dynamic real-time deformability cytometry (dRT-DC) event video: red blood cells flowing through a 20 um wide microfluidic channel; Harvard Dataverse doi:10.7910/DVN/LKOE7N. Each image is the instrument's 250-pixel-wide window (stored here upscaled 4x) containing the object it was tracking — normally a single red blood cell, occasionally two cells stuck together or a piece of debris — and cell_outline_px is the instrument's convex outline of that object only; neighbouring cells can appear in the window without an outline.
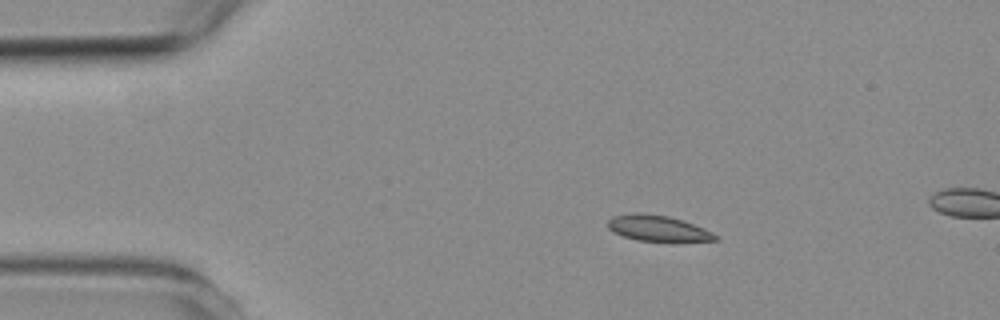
{"species": "common noctule bat (a hibernating species)", "species_latin": "Nyctalus noctula", "temperature_condition": "room temperature", "stored_images_in_passage": 4, "camera_frame_rate_fps": 3000, "um_per_image_px": 0.085, "animal": {"sex": "female", "body_mass_g": 19.3, "forearm_length_mm": 54.1}, "frame": {"image": 1, "passage_image": 2, "time_ms": 1.333, "image_size_px": [1000, 320], "cell_outline_px": [[720, 240], [636, 240], [612, 232], [608, 228], [608, 220], [612, 216], [636, 212], [640, 212], [668, 216], [684, 220], [712, 232], [720, 236]], "centroid_in_image_um": [55.88, 19.37], "position_along_channel_um": 29.1, "area_um2": 15.95}}